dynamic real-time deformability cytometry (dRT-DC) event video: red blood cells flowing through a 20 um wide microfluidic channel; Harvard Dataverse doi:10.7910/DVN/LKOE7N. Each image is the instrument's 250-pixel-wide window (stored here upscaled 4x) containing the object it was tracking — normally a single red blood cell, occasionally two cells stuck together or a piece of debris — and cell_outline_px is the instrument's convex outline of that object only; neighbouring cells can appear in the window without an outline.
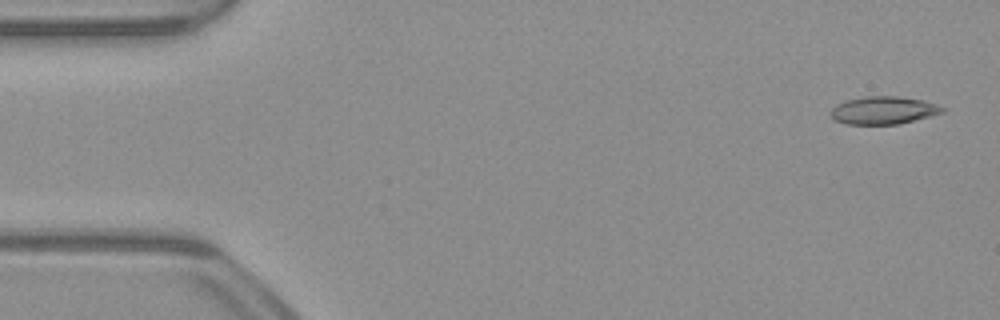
{"species": "common noctule bat (a hibernating species)", "species_latin": "Nyctalus noctula", "temperature_condition": "warm", "stored_images_in_passage": 52, "camera_frame_rate_fps": 3000, "um_per_image_px": 0.085, "animal": {"sex": "male", "body_mass_g": 23.1, "forearm_length_mm": 52.7}, "frame": {"image": 1, "passage_image": 2, "time_ms": 0.333, "image_size_px": [1000, 320], "cell_outline_px": [[948, 108], [944, 112], [900, 124], [844, 124], [832, 120], [828, 116], [828, 112], [836, 104], [848, 100], [868, 96], [900, 96], [924, 100]], "centroid_in_image_um": [75.07, 9.38], "position_along_channel_um": 9.9, "area_um2": 18.38}}
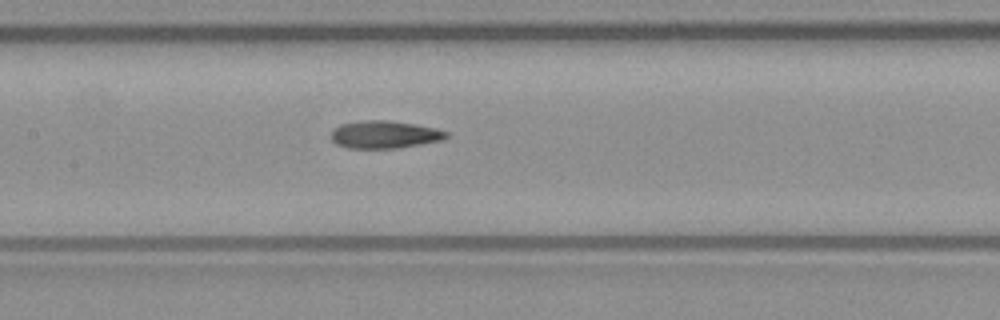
{"frame": {"image": 2, "passage_image": 24, "time_ms": 7.667, "image_size_px": [1000, 320], "cell_outline_px": [[448, 136], [444, 140], [396, 148], [348, 148], [336, 144], [332, 140], [332, 128], [340, 124], [368, 120], [388, 120], [416, 124], [436, 128], [448, 132]], "centroid_in_image_um": [32.69, 11.43], "position_along_channel_um": 174.7, "area_um2": 18.55}}
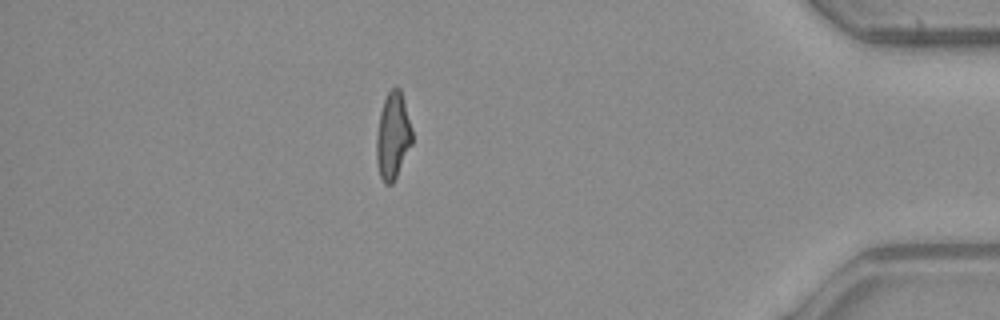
{"frame": {"image": 3, "passage_image": 45, "time_ms": 14.667, "image_size_px": [1000, 320], "cell_outline_px": [[412, 144], [392, 184], [384, 184], [380, 176], [376, 160], [376, 136], [380, 112], [384, 100], [388, 92], [396, 84], [400, 88], [404, 100], [412, 128]], "centroid_in_image_um": [33.39, 11.52], "position_along_channel_um": 401.8, "area_um2": 18.09}, "authors_computed_cell_mechanics": {"area_um2": 18.4093, "velocity_mm_per_s": 3.9468, "shape_relaxation_time_tau1_ms": null, "shape_relaxation_time_tau2_ms": 4.817, "deformation_change_tau1": null, "deformation_change_tau2": 0.1493}}